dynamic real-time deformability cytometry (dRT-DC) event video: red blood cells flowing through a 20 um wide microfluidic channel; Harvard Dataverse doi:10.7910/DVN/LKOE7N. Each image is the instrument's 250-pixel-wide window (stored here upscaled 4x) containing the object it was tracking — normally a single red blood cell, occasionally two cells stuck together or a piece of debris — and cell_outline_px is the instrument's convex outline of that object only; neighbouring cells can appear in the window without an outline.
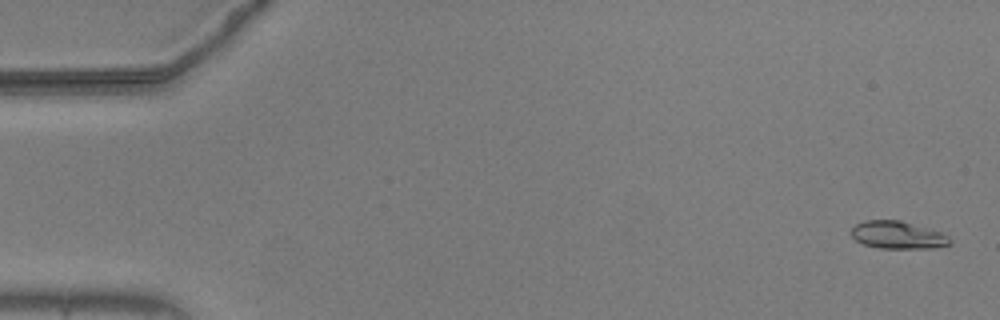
{"species": "common noctule bat (a hibernating species)", "species_latin": "Nyctalus noctula", "temperature_condition": "warm", "stored_images_in_passage": 56, "camera_frame_rate_fps": 3000, "um_per_image_px": 0.085, "animal": {"sex": "male", "body_mass_g": 20.5, "forearm_length_mm": 52.5}, "frame": {"image": 1, "passage_image": 2, "time_ms": 0.333, "image_size_px": [1000, 320], "cell_outline_px": [[952, 240], [948, 244], [932, 248], [880, 248], [864, 244], [856, 240], [852, 236], [852, 228], [856, 224], [864, 220], [900, 220], [940, 232], [948, 236]], "centroid_in_image_um": [76.29, 19.97], "position_along_channel_um": 8.7, "area_um2": 15.61}}
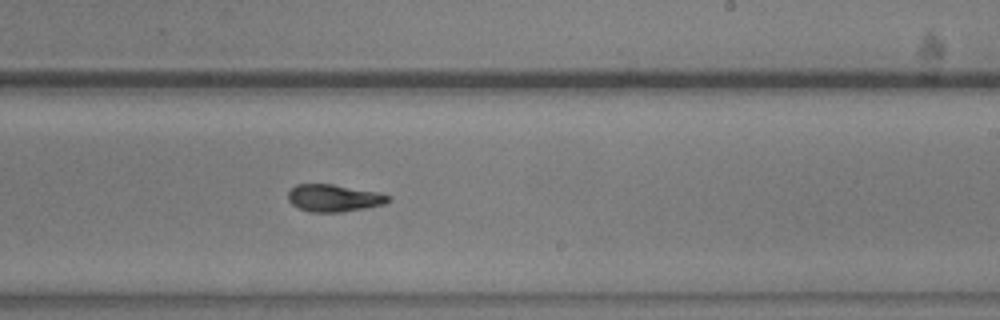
{"frame": {"image": 2, "passage_image": 34, "time_ms": 11.0, "image_size_px": [1000, 320], "cell_outline_px": [[392, 200], [384, 204], [364, 208], [340, 212], [312, 212], [300, 208], [292, 204], [288, 200], [288, 192], [296, 184], [332, 184], [376, 192], [392, 196]], "centroid_in_image_um": [28.39, 16.83], "position_along_channel_um": 260.6, "area_um2": 15.78}}
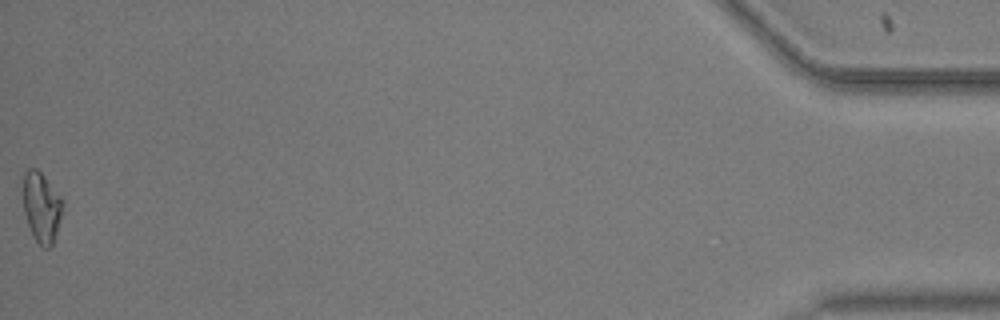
{"frame": {"image": 3, "passage_image": 56, "time_ms": 18.333, "image_size_px": [1000, 320], "cell_outline_px": [[60, 216], [56, 232], [52, 244], [48, 248], [44, 248], [36, 240], [28, 224], [24, 212], [24, 172], [28, 168], [36, 168], [44, 176], [60, 196]], "centroid_in_image_um": [3.5, 17.59], "position_along_channel_um": 431.7, "area_um2": 15.37}, "authors_computed_cell_mechanics": {"area_um2": 15.7794, "velocity_mm_per_s": 3.6818, "shape_relaxation_time_tau1_ms": 2.5602, "shape_relaxation_time_tau2_ms": 2.3688, "deformation_change_tau1": 0.1631, "deformation_change_tau2": 0.1015}}